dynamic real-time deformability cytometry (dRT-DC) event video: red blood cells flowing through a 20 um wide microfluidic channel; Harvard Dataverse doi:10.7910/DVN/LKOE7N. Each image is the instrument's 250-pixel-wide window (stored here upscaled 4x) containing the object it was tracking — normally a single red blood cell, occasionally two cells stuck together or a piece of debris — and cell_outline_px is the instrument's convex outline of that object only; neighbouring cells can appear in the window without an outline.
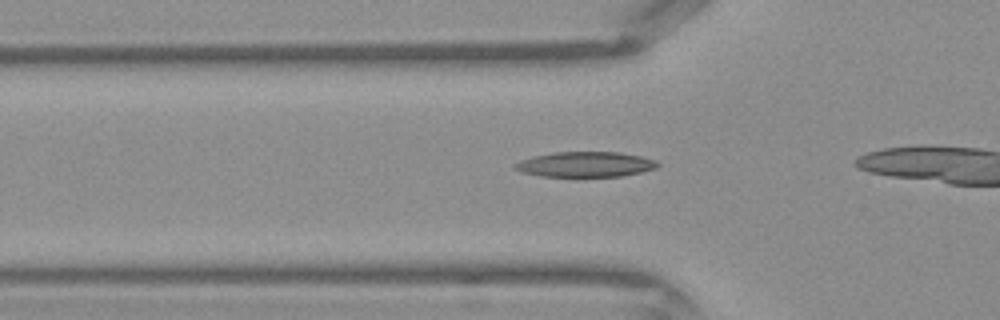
{"species": "Egyptian fruit bat (a non-hibernating species)", "species_latin": "Rousettus aegyptiacus", "temperature_condition": "warm", "stored_images_in_passage": 9, "camera_frame_rate_fps": 3000, "um_per_image_px": 0.085, "frame": {"image": 1, "passage_image": 4, "time_ms": 1.0, "image_size_px": [1000, 320], "cell_outline_px": [[660, 164], [656, 168], [640, 172], [620, 176], [540, 176], [520, 172], [512, 164], [520, 160], [532, 156], [556, 152], [620, 152], [640, 156], [656, 160]], "centroid_in_image_um": [49.74, 13.96], "position_along_channel_um": 76.1, "area_um2": 20.92}}
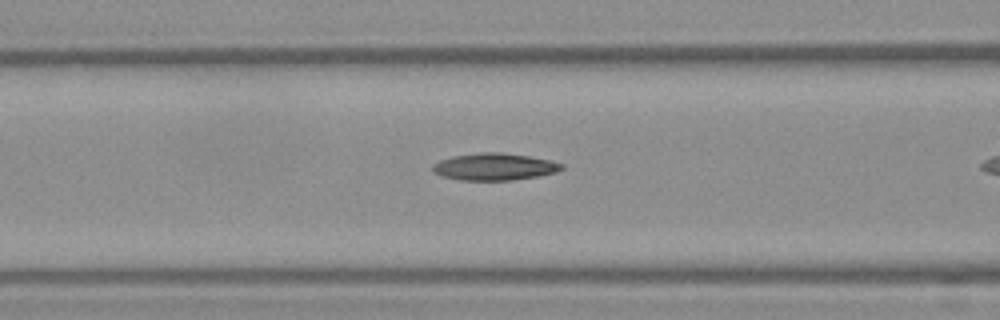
{"frame": {"image": 2, "passage_image": 7, "time_ms": 2.0, "image_size_px": [1000, 320], "cell_outline_px": [[564, 168], [556, 172], [540, 176], [512, 180], [460, 180], [444, 176], [432, 172], [432, 164], [440, 160], [452, 156], [480, 152], [500, 152], [528, 156], [548, 160], [564, 164]], "centroid_in_image_um": [42.02, 14.17], "position_along_channel_um": 124.6, "area_um2": 20.35}}